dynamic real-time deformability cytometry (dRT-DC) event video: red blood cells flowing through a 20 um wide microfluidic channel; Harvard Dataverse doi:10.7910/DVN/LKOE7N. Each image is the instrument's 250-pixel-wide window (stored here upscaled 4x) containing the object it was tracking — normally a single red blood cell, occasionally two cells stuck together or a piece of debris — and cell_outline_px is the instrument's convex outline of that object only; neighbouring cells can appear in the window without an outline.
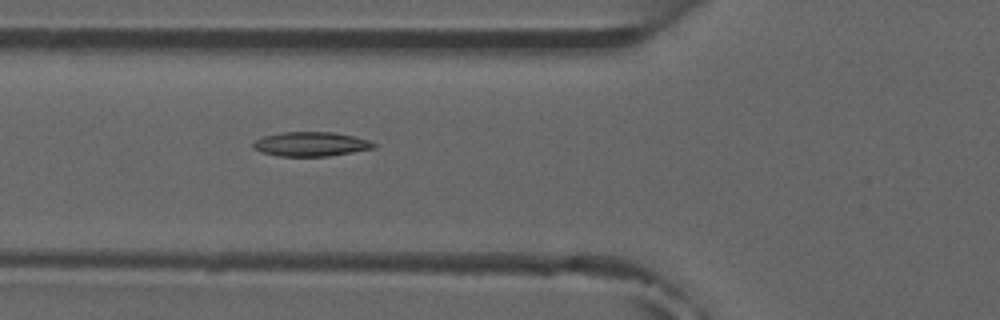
{"species": "common noctule bat (a hibernating species)", "species_latin": "Nyctalus noctula", "temperature_condition": "room temperature", "stored_images_in_passage": 5, "camera_frame_rate_fps": 3000, "um_per_image_px": 0.085, "animal": {"sex": "male", "forearm_length_mm": 52.5}, "frame": {"image": 1, "passage_image": 5, "time_ms": 5.333, "image_size_px": [1000, 320], "cell_outline_px": [[376, 148], [328, 156], [280, 156], [260, 152], [252, 144], [256, 140], [264, 136], [284, 132], [332, 132], [356, 136], [368, 140], [376, 144]], "centroid_in_image_um": [26.46, 12.24], "position_along_channel_um": 99.3, "area_um2": 16.99}}